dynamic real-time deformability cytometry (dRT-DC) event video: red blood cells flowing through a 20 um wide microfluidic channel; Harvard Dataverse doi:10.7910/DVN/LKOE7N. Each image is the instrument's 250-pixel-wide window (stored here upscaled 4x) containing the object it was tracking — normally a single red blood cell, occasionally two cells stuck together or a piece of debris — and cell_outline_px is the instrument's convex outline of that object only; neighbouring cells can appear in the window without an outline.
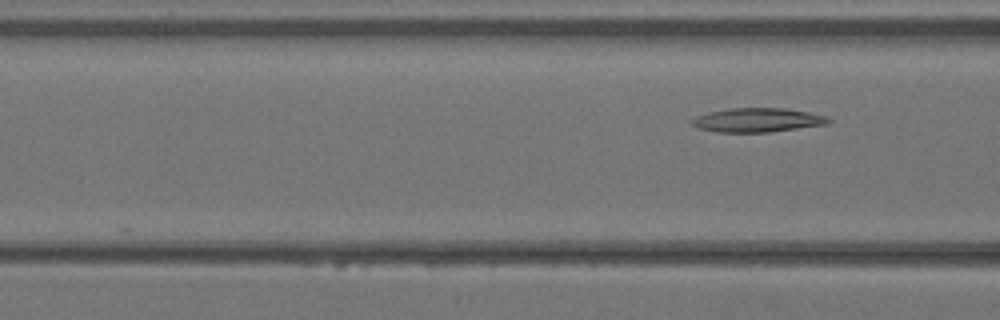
{"species": "Egyptian fruit bat (a non-hibernating species)", "species_latin": "Rousettus aegyptiacus", "temperature_condition": "warm", "stored_images_in_passage": 6, "camera_frame_rate_fps": 3000, "um_per_image_px": 0.085, "animal": {"sex": "female"}, "frame": {"image": 1, "passage_image": 6, "time_ms": 1.667, "image_size_px": [1000, 320], "cell_outline_px": [[832, 120], [828, 124], [768, 132], [716, 132], [700, 128], [692, 124], [688, 120], [696, 116], [708, 112], [732, 108], [784, 108], [808, 112], [828, 116]], "centroid_in_image_um": [64.38, 10.2], "position_along_channel_um": 102.2, "area_um2": 19.13}}